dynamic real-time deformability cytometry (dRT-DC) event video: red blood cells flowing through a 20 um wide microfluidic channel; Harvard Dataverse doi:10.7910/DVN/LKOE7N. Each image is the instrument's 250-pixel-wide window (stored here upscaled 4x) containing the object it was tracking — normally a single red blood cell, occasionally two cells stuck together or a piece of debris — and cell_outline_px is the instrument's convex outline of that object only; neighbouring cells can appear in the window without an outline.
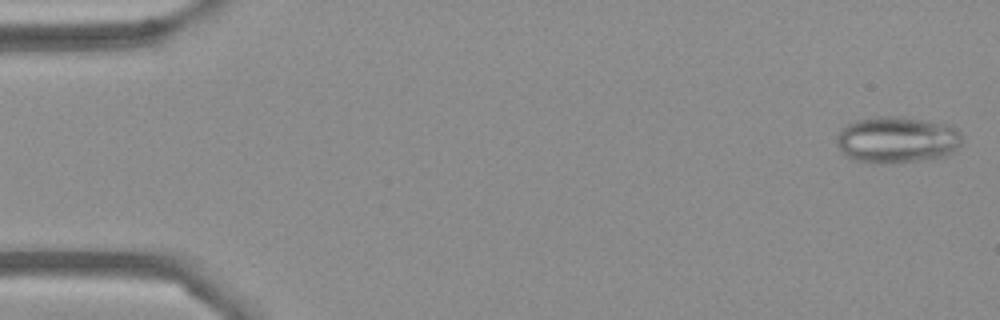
{"species": "Egyptian fruit bat (a non-hibernating species)", "species_latin": "Rousettus aegyptiacus", "temperature_condition": "cold", "stored_images_in_passage": 53, "camera_frame_rate_fps": 3000, "um_per_image_px": 0.085, "frame": {"image": 1, "passage_image": 1, "time_ms": 0.0, "image_size_px": [1000, 320], "cell_outline_px": [[960, 144], [952, 152], [944, 156], [928, 160], [892, 164], [880, 164], [852, 160], [840, 152], [836, 144], [836, 136], [848, 124], [856, 120], [876, 116], [896, 116], [952, 124], [960, 132]], "centroid_in_image_um": [76.23, 11.9], "position_along_channel_um": 8.8, "area_um2": 34.56}}
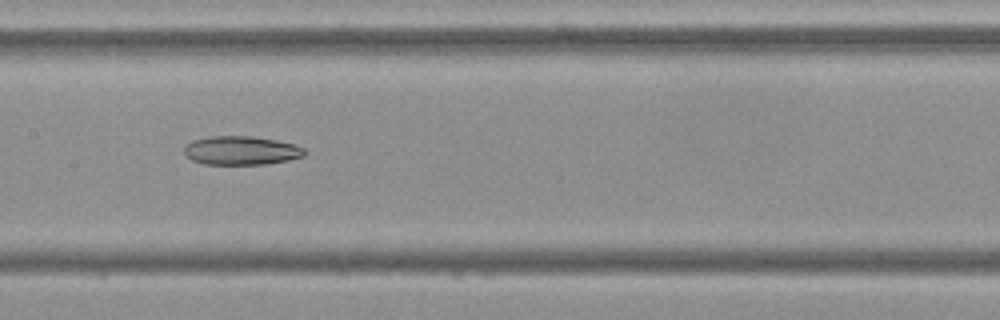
{"frame": {"image": 2, "passage_image": 26, "time_ms": 8.333, "image_size_px": [1000, 320], "cell_outline_px": [[308, 152], [304, 156], [288, 160], [264, 164], [204, 164], [192, 160], [184, 156], [184, 144], [192, 140], [208, 136], [252, 136], [276, 140], [296, 144], [304, 148]], "centroid_in_image_um": [20.48, 12.78], "position_along_channel_um": 186.9, "area_um2": 20.46}}
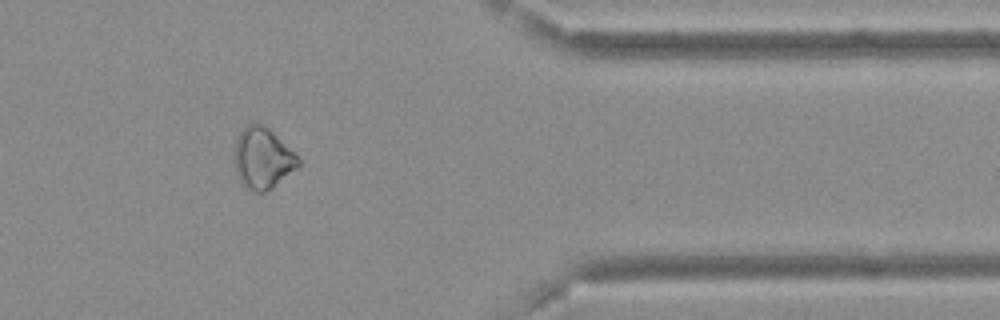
{"frame": {"image": 3, "passage_image": 44, "time_ms": 14.333, "image_size_px": [1000, 320], "cell_outline_px": [[300, 164], [296, 168], [272, 188], [264, 192], [256, 192], [248, 188], [240, 180], [236, 172], [236, 140], [240, 132], [248, 124], [264, 124], [300, 160]], "centroid_in_image_um": [22.32, 13.46], "position_along_channel_um": 389.1, "area_um2": 21.85}}